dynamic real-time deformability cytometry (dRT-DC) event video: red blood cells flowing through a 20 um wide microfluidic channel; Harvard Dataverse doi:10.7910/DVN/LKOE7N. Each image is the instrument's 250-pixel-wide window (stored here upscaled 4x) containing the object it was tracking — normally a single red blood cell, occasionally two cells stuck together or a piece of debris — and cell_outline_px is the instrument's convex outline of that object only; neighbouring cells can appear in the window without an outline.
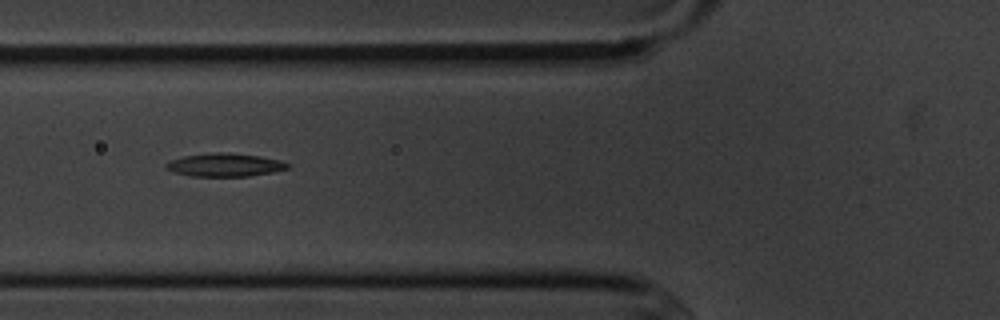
{"species": "common noctule bat (a hibernating species)", "species_latin": "Nyctalus noctula", "temperature_condition": "cold", "stored_images_in_passage": 10, "camera_frame_rate_fps": 3000, "um_per_image_px": 0.085, "animal": {"sex": "male", "body_mass_g": 20.1, "forearm_length_mm": 53.5}, "frame": {"image": 1, "passage_image": 6, "time_ms": 5.667, "image_size_px": [1000, 320], "cell_outline_px": [[288, 168], [272, 172], [248, 176], [188, 176], [164, 168], [164, 164], [172, 160], [184, 156], [208, 152], [220, 152], [260, 156], [280, 160], [288, 164]], "centroid_in_image_um": [19.07, 14.01], "position_along_channel_um": 106.7, "area_um2": 16.3}}
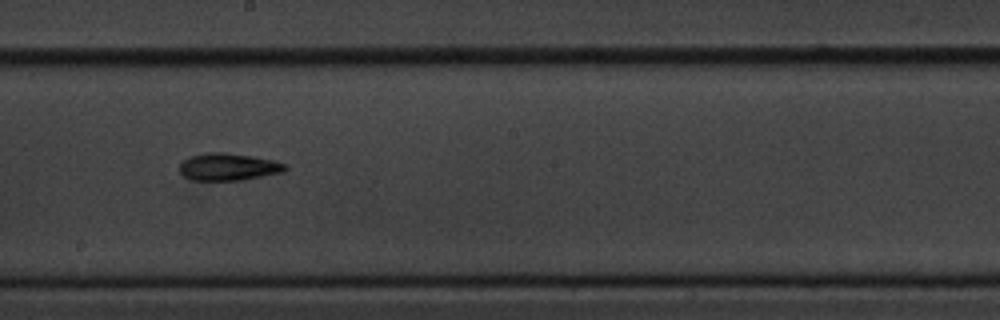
{"frame": {"image": 2, "passage_image": 9, "time_ms": 9.0, "image_size_px": [1000, 320], "cell_outline_px": [[288, 168], [284, 172], [244, 180], [192, 180], [184, 176], [180, 172], [180, 164], [184, 160], [192, 156], [208, 152], [224, 152], [252, 156], [272, 160], [288, 164]], "centroid_in_image_um": [19.46, 14.19], "position_along_channel_um": 228.7, "area_um2": 16.82}}
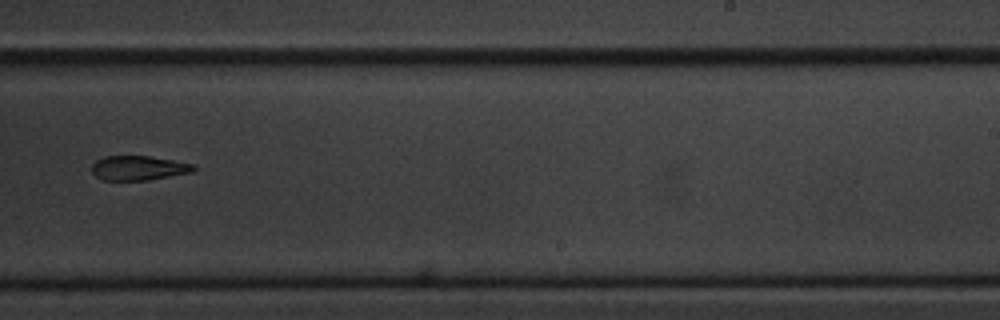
{"frame": {"image": 3, "passage_image": 10, "time_ms": 10.333, "image_size_px": [1000, 320], "cell_outline_px": [[196, 172], [148, 180], [104, 180], [96, 176], [92, 172], [92, 164], [96, 160], [104, 156], [148, 156], [172, 160], [192, 164], [196, 168]], "centroid_in_image_um": [11.79, 14.28], "position_along_channel_um": 277.2, "area_um2": 14.57}}